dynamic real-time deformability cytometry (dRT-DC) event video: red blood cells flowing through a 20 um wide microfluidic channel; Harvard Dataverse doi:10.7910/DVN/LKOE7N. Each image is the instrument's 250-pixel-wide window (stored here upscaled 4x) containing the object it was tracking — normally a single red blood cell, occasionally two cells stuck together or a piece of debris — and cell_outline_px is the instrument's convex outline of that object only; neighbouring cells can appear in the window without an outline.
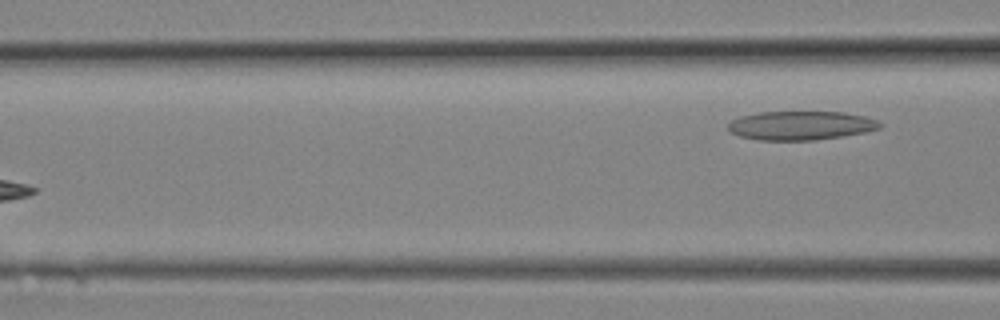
{"species": "Egyptian fruit bat (a non-hibernating species)", "species_latin": "Rousettus aegyptiacus", "temperature_condition": "room temperature", "stored_images_in_passage": 6, "segment_of_instrument_passage": [2, 2], "camera_frame_rate_fps": 3000, "um_per_image_px": 0.085, "animal": {"sex": "female"}, "frame": {"image": 1, "passage_image": 6, "time_ms": 1.667, "image_size_px": [1000, 320], "cell_outline_px": [[884, 124], [880, 128], [864, 132], [816, 140], [756, 140], [740, 136], [732, 132], [728, 128], [728, 124], [732, 120], [740, 116], [760, 112], [844, 112], [864, 116], [876, 120]], "centroid_in_image_um": [68.06, 10.66], "position_along_channel_um": 98.5, "area_um2": 25.43}}